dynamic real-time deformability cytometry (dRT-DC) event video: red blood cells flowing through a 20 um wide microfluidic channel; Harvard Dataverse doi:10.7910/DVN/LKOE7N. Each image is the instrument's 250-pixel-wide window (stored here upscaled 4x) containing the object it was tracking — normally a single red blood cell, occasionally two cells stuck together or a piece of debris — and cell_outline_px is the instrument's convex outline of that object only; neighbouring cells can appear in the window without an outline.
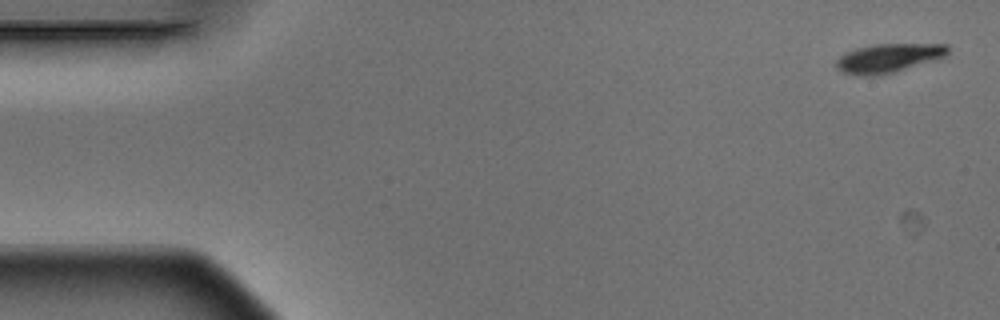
{"species": "Egyptian fruit bat (a non-hibernating species)", "species_latin": "Rousettus aegyptiacus", "temperature_condition": "warm", "stored_images_in_passage": 4, "camera_frame_rate_fps": 3000, "um_per_image_px": 0.085, "animal": {"sex": "male"}, "frame": {"image": 1, "passage_image": 1, "time_ms": 0.0, "image_size_px": [1000, 320], "cell_outline_px": [[948, 52], [944, 56], [936, 60], [880, 76], [860, 76], [840, 72], [836, 68], [836, 60], [840, 56], [856, 48], [876, 44], [948, 44]], "centroid_in_image_um": [75.5, 4.95], "position_along_channel_um": 9.5, "area_um2": 18.9}}
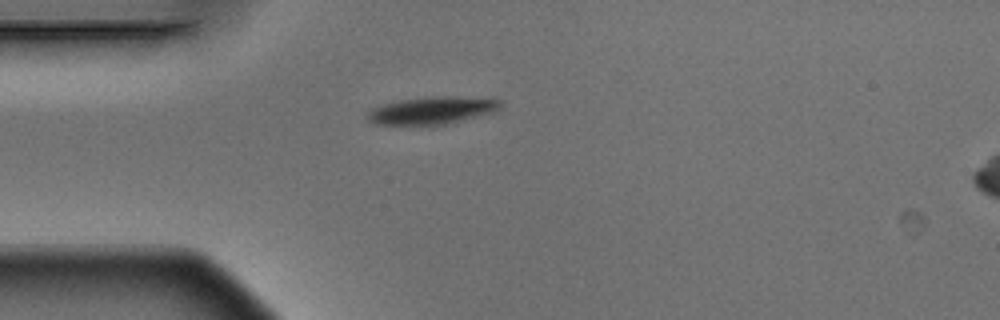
{"frame": {"image": 2, "passage_image": 4, "time_ms": 1.0, "image_size_px": [1000, 320], "cell_outline_px": [[504, 104], [496, 112], [444, 124], [376, 124], [368, 120], [368, 112], [372, 108], [380, 104], [400, 100], [436, 96], [452, 96], [500, 100]], "centroid_in_image_um": [36.74, 9.37], "position_along_channel_um": 48.3, "area_um2": 20.98}}